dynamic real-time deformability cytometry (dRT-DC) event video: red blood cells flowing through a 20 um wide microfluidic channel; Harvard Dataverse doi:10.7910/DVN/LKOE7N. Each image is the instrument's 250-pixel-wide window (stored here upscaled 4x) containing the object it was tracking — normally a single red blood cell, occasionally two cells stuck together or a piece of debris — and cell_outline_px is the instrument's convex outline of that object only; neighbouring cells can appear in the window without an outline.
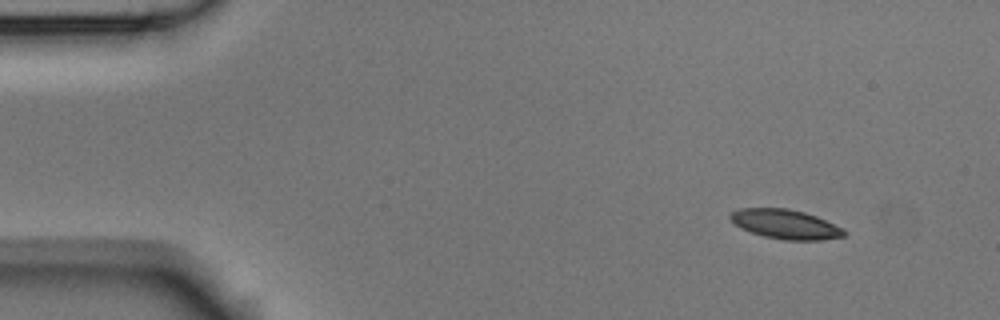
{"species": "Egyptian fruit bat (a non-hibernating species)", "species_latin": "Rousettus aegyptiacus", "temperature_condition": "room temperature", "stored_images_in_passage": 3, "camera_frame_rate_fps": 3000, "um_per_image_px": 0.085, "animal": {"sex": "male"}, "frame": {"image": 1, "passage_image": 1, "time_ms": 0.0, "image_size_px": [1000, 320], "cell_outline_px": [[848, 232], [844, 236], [820, 240], [784, 240], [764, 236], [740, 228], [728, 216], [732, 212], [740, 208], [788, 208], [804, 212], [816, 216], [844, 228]], "centroid_in_image_um": [66.79, 19.05], "position_along_channel_um": 18.2, "area_um2": 19.48}}
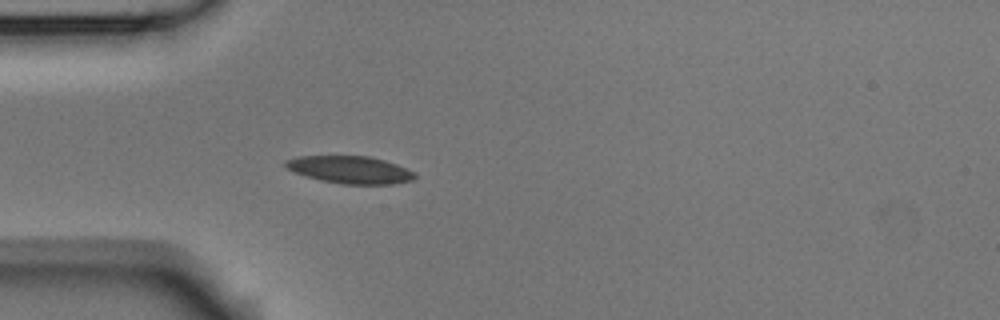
{"frame": {"image": 2, "passage_image": 3, "time_ms": 0.667, "image_size_px": [1000, 320], "cell_outline_px": [[416, 176], [412, 180], [392, 184], [340, 184], [320, 180], [296, 172], [288, 168], [284, 164], [284, 160], [300, 156], [368, 156], [384, 160], [396, 164], [416, 172]], "centroid_in_image_um": [29.78, 14.43], "position_along_channel_um": 55.2, "area_um2": 20.52}}